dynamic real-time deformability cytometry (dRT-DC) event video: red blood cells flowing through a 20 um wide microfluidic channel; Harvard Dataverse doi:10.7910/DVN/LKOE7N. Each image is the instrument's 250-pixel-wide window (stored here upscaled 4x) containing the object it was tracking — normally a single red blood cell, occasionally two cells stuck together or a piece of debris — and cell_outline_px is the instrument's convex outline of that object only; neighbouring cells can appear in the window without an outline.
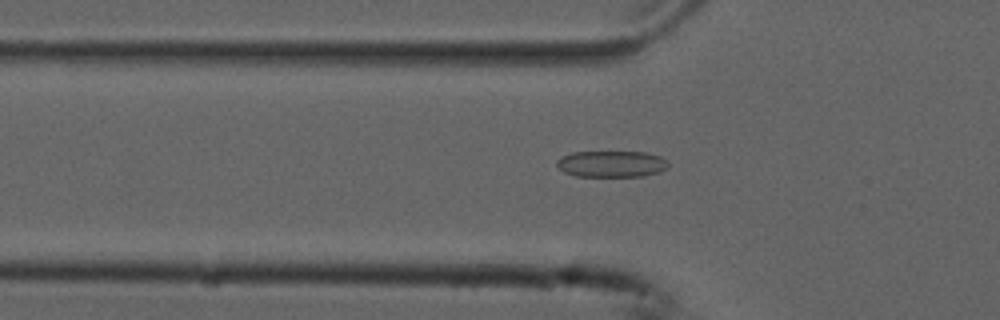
{"species": "common noctule bat (a hibernating species)", "species_latin": "Nyctalus noctula", "temperature_condition": "cold", "stored_images_in_passage": 54, "camera_frame_rate_fps": 3000, "um_per_image_px": 0.085, "animal": {"sex": "male", "forearm_length_mm": 52.5}, "frame": {"image": 1, "passage_image": 18, "time_ms": 5.667, "image_size_px": [1000, 320], "cell_outline_px": [[668, 164], [660, 172], [644, 176], [576, 176], [564, 172], [556, 164], [556, 160], [560, 156], [572, 152], [648, 152], [660, 156]], "centroid_in_image_um": [51.94, 13.93], "position_along_channel_um": 73.9, "area_um2": 17.11}}
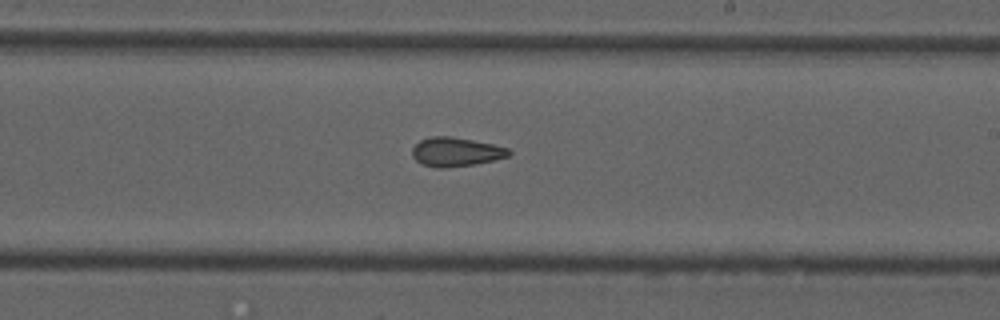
{"frame": {"image": 2, "passage_image": 32, "time_ms": 10.333, "image_size_px": [1000, 320], "cell_outline_px": [[512, 152], [508, 156], [476, 164], [444, 168], [436, 168], [420, 164], [412, 156], [412, 148], [420, 140], [432, 136], [448, 136], [472, 140], [492, 144], [508, 148]], "centroid_in_image_um": [38.72, 12.92], "position_along_channel_um": 250.3, "area_um2": 16.3}}
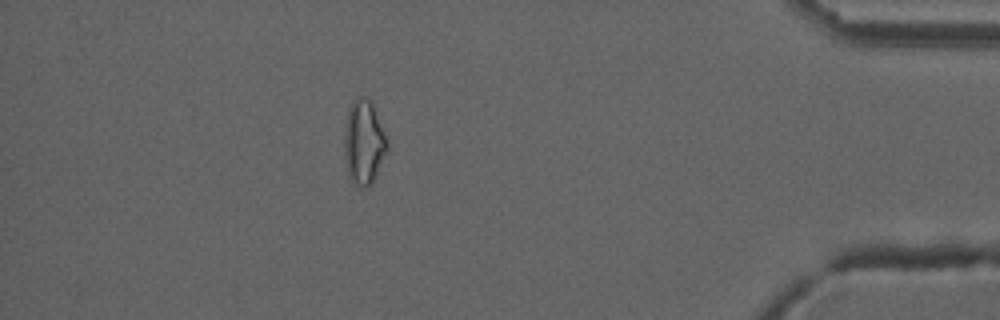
{"frame": {"image": 3, "passage_image": 48, "time_ms": 15.667, "image_size_px": [1000, 320], "cell_outline_px": [[388, 152], [372, 184], [368, 188], [360, 188], [348, 176], [344, 156], [344, 128], [348, 108], [352, 100], [356, 96], [372, 100], [384, 132], [388, 144]], "centroid_in_image_um": [30.92, 12.1], "position_along_channel_um": 404.3, "area_um2": 21.62}, "authors_computed_cell_mechanics": {"area_um2": 17.3689, "velocity_mm_per_s": 3.7751, "shape_relaxation_time_tau1_ms": null, "shape_relaxation_time_tau2_ms": 4.0771, "deformation_change_tau1": null, "deformation_change_tau2": 0.1189}}